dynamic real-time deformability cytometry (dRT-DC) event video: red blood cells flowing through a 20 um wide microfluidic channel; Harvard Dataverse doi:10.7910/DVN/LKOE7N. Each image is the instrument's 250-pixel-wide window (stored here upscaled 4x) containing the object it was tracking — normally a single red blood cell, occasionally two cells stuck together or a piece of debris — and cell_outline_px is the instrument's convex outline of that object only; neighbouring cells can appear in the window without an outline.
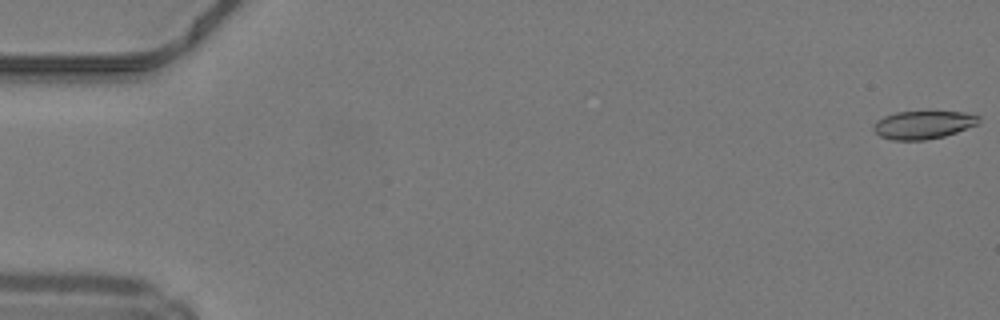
{"species": "common noctule bat (a hibernating species)", "species_latin": "Nyctalus noctula", "temperature_condition": "warm", "stored_images_in_passage": 40, "camera_frame_rate_fps": 3000, "um_per_image_px": 0.085, "animal": {"sex": "male", "body_mass_g": 19.2, "forearm_length_mm": 51.8}, "frame": {"image": 1, "passage_image": 1, "time_ms": 0.0, "image_size_px": [1000, 320], "cell_outline_px": [[980, 124], [944, 136], [924, 140], [892, 140], [880, 136], [872, 128], [876, 120], [884, 116], [896, 112], [964, 112], [980, 116]], "centroid_in_image_um": [78.48, 10.61], "position_along_channel_um": 6.5, "area_um2": 17.22}}
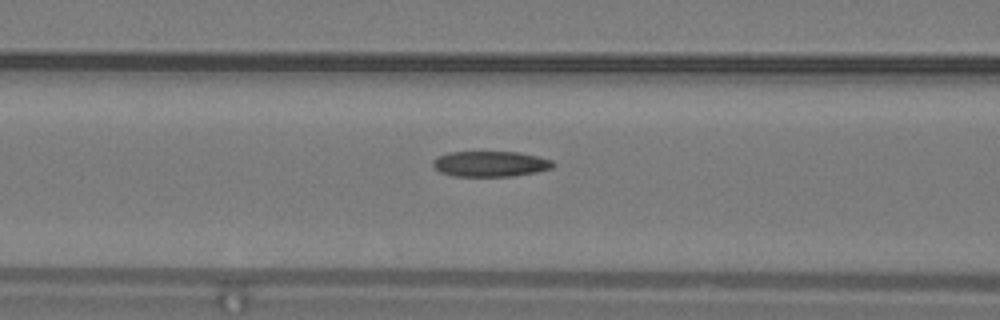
{"frame": {"image": 2, "passage_image": 21, "time_ms": 6.667, "image_size_px": [1000, 320], "cell_outline_px": [[556, 164], [552, 168], [536, 172], [512, 176], [456, 176], [440, 172], [432, 164], [432, 160], [436, 156], [448, 152], [520, 152], [552, 160]], "centroid_in_image_um": [41.67, 13.92], "position_along_channel_um": 124.9, "area_um2": 17.92}}
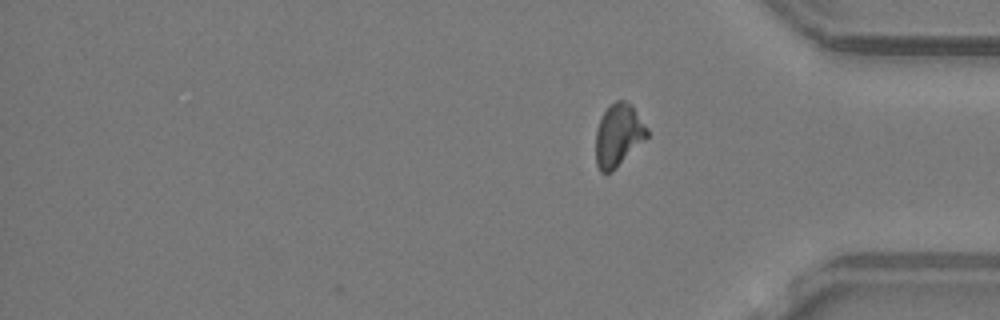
{"frame": {"image": 3, "passage_image": 40, "time_ms": 13.0, "image_size_px": [1000, 320], "cell_outline_px": [[648, 136], [612, 172], [600, 172], [596, 164], [596, 128], [604, 112], [616, 100], [624, 100], [632, 104], [648, 128]], "centroid_in_image_um": [52.56, 11.48], "position_along_channel_um": 382.6, "area_um2": 18.61}, "authors_computed_cell_mechanics": {"area_um2": 18.3226, "velocity_mm_per_s": 4.2323, "shape_relaxation_time_tau1_ms": null, "shape_relaxation_time_tau2_ms": 6.2471, "deformation_change_tau1": null, "deformation_change_tau2": 0.1724}}